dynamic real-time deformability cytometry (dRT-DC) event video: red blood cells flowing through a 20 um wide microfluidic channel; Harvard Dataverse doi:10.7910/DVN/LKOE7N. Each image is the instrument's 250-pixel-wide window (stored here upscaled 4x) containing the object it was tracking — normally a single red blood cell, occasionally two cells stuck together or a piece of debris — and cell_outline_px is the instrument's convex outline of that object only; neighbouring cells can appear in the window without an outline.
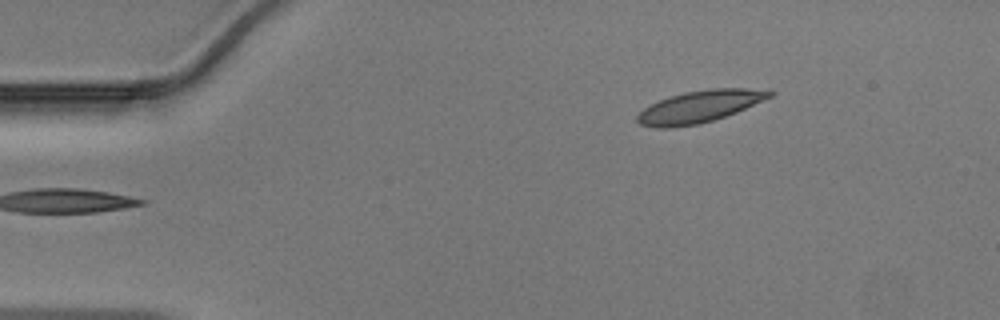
{"species": "Egyptian fruit bat (a non-hibernating species)", "species_latin": "Rousettus aegyptiacus", "temperature_condition": "warm", "stored_images_in_passage": 42, "camera_frame_rate_fps": 3000, "um_per_image_px": 0.085, "animal": {"sex": "male"}, "frame": {"image": 1, "passage_image": 1, "time_ms": 0.0, "image_size_px": [1000, 320], "cell_outline_px": [[776, 92], [772, 96], [736, 112], [700, 124], [672, 128], [656, 128], [640, 124], [636, 120], [636, 116], [644, 108], [660, 100], [684, 92], [708, 88], [744, 88]], "centroid_in_image_um": [59.43, 9.07], "position_along_channel_um": 25.6, "area_um2": 24.39}}
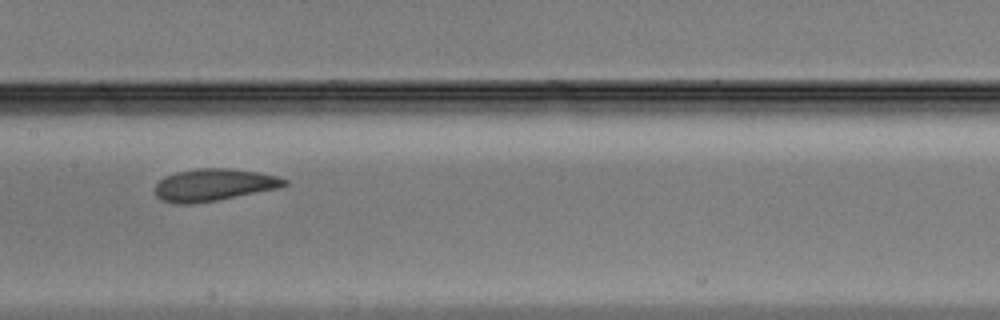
{"frame": {"image": 2, "passage_image": 18, "time_ms": 5.667, "image_size_px": [1000, 320], "cell_outline_px": [[288, 184], [280, 188], [216, 200], [192, 204], [176, 204], [160, 200], [156, 196], [156, 184], [164, 176], [176, 172], [196, 168], [228, 168], [260, 172], [276, 176], [288, 180]], "centroid_in_image_um": [18.17, 15.71], "position_along_channel_um": 189.2, "area_um2": 24.39}}
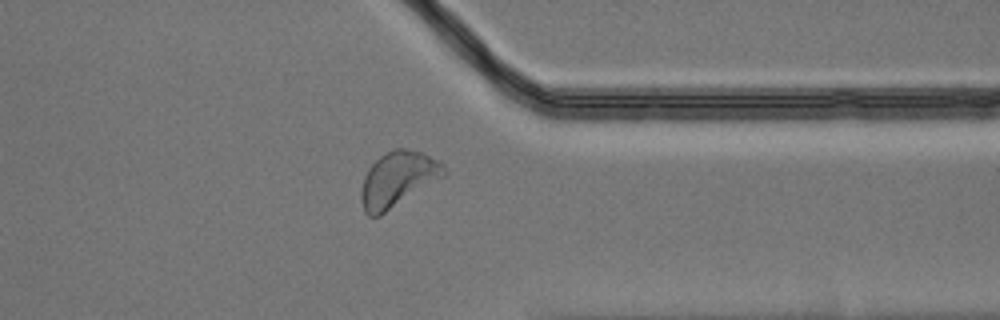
{"frame": {"image": 3, "passage_image": 32, "time_ms": 10.333, "image_size_px": [1000, 320], "cell_outline_px": [[448, 172], [444, 176], [380, 216], [368, 216], [364, 212], [360, 200], [360, 192], [364, 176], [368, 168], [384, 152], [396, 148], [404, 148], [420, 152], [440, 160], [444, 164]], "centroid_in_image_um": [33.8, 15.23], "position_along_channel_um": 377.6, "area_um2": 26.76}}